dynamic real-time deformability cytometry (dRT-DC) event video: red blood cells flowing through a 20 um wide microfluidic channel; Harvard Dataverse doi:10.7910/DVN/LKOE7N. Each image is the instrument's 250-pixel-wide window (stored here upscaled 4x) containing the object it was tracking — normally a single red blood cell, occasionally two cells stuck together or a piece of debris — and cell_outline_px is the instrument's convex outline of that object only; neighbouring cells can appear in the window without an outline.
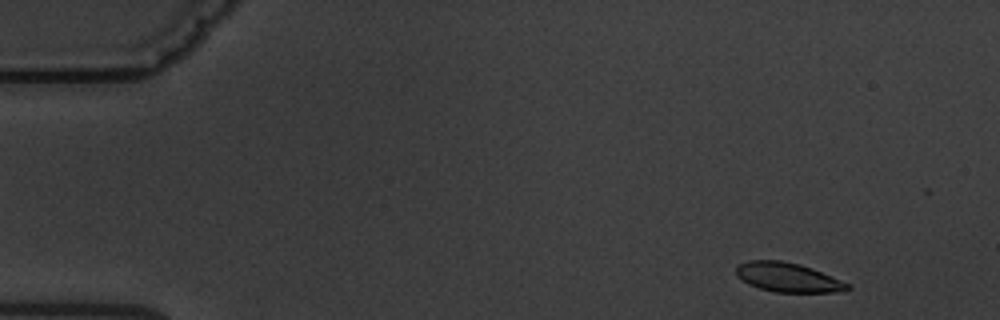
{"species": "common noctule bat (a hibernating species)", "species_latin": "Nyctalus noctula", "temperature_condition": "warm", "stored_images_in_passage": 4, "camera_frame_rate_fps": 3000, "um_per_image_px": 0.085, "animal": {"sex": "male", "body_mass_g": 19.5, "forearm_length_mm": 54.6}, "frame": {"image": 1, "passage_image": 1, "time_ms": 0.0, "image_size_px": [1000, 320], "cell_outline_px": [[852, 288], [836, 292], [776, 292], [760, 288], [748, 284], [736, 276], [736, 268], [740, 264], [748, 260], [780, 260], [800, 264], [812, 268], [840, 280], [848, 284]], "centroid_in_image_um": [66.94, 23.57], "position_along_channel_um": 18.1, "area_um2": 18.84}}
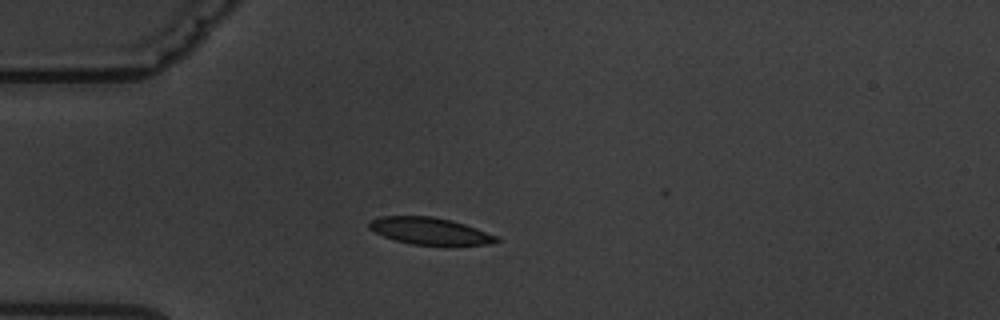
{"frame": {"image": 2, "passage_image": 4, "time_ms": 3.333, "image_size_px": [1000, 320], "cell_outline_px": [[500, 240], [496, 244], [452, 248], [444, 248], [412, 244], [396, 240], [384, 236], [368, 228], [368, 220], [380, 216], [432, 216], [452, 220], [500, 236]], "centroid_in_image_um": [36.66, 19.69], "position_along_channel_um": 48.3, "area_um2": 21.21}}